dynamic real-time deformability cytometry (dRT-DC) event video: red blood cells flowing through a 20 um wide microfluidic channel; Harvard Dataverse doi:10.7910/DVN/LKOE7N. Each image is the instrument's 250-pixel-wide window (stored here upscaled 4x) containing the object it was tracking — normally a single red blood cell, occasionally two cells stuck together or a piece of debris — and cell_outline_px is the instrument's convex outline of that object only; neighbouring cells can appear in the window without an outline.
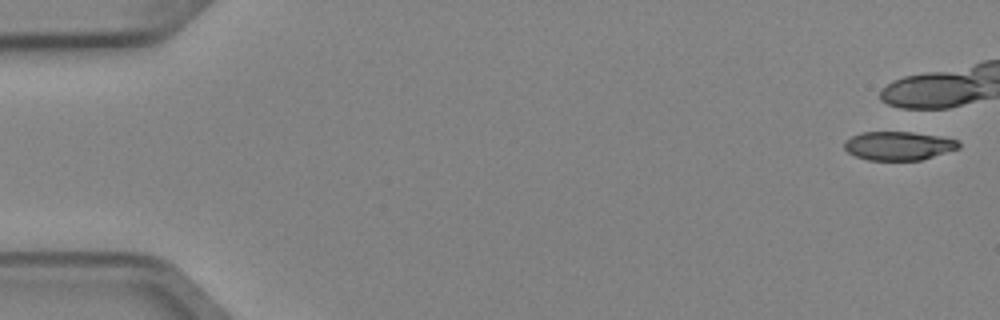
{"species": "Egyptian fruit bat (a non-hibernating species)", "species_latin": "Rousettus aegyptiacus", "temperature_condition": "cold", "stored_images_in_passage": 10, "camera_frame_rate_fps": 3000, "um_per_image_px": 0.085, "animal": {"sex": "female"}, "frame": {"image": 1, "passage_image": 1, "time_ms": 0.0, "image_size_px": [1000, 320], "cell_outline_px": [[960, 148], [920, 160], [868, 160], [856, 156], [848, 152], [844, 148], [844, 140], [860, 132], [912, 132], [940, 136], [956, 140], [960, 144]], "centroid_in_image_um": [76.35, 12.39], "position_along_channel_um": 8.7, "area_um2": 19.07}}